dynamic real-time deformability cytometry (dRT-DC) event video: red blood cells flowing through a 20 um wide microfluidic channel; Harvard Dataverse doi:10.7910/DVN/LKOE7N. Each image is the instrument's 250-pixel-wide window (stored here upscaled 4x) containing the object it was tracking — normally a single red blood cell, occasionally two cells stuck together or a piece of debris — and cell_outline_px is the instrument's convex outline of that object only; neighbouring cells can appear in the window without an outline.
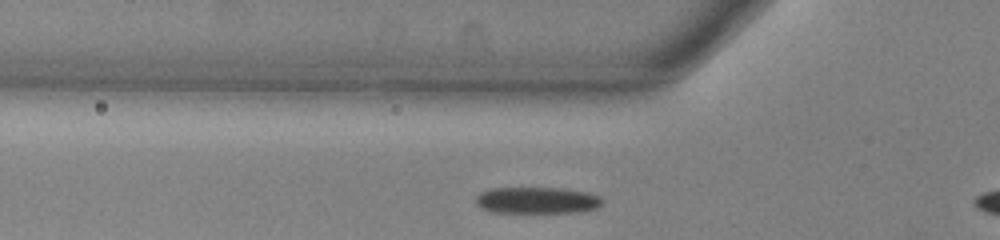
{"species": "common noctule bat (a hibernating species)", "species_latin": "Nyctalus noctula", "temperature_condition": "warm", "stored_images_in_passage": 8, "camera_frame_rate_fps": 3000, "um_per_image_px": 0.085, "animal": {"sex": "male", "body_mass_g": 13.0, "forearm_length_mm": 53.1}, "frame": {"image": 1, "passage_image": 6, "time_ms": 1.667, "image_size_px": [1000, 240], "cell_outline_px": [[600, 204], [596, 208], [580, 212], [492, 212], [480, 208], [476, 204], [476, 196], [480, 192], [492, 188], [560, 188], [588, 192], [600, 196]], "centroid_in_image_um": [45.6, 17.02], "position_along_channel_um": 80.2, "area_um2": 19.48}}